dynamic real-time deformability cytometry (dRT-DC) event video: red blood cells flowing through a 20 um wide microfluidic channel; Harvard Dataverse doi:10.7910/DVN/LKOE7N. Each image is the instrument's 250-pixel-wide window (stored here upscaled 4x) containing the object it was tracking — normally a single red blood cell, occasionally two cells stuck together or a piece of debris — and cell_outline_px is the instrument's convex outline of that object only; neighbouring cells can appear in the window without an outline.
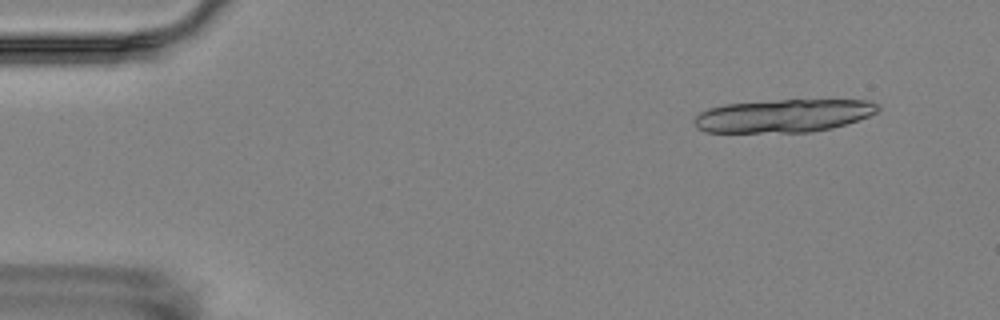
{"species": "Egyptian fruit bat (a non-hibernating species)", "species_latin": "Rousettus aegyptiacus", "temperature_condition": "room temperature", "stored_images_in_passage": 5, "camera_frame_rate_fps": 3000, "um_per_image_px": 0.085, "animal": {"sex": "female"}, "frame": {"image": 1, "passage_image": 1, "time_ms": 0.0, "image_size_px": [1000, 320], "cell_outline_px": [[880, 112], [832, 128], [812, 132], [704, 132], [696, 128], [692, 124], [692, 120], [700, 112], [708, 108], [724, 104], [780, 100], [868, 100], [880, 104]], "centroid_in_image_um": [66.57, 9.84], "position_along_channel_um": 18.4, "area_um2": 35.55}}